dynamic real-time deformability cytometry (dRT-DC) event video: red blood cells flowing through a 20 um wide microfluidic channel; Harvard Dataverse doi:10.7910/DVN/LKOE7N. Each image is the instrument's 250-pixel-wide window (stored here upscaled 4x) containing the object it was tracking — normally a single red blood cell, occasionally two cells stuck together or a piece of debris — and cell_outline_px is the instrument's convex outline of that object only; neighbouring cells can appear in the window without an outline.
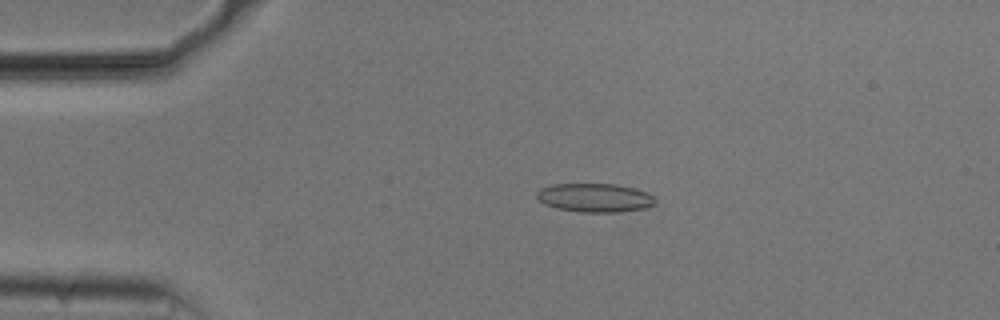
{"species": "common noctule bat (a hibernating species)", "species_latin": "Nyctalus noctula", "temperature_condition": "cold", "stored_images_in_passage": 22, "camera_frame_rate_fps": 3000, "um_per_image_px": 0.085, "animal": {"sex": "male", "body_mass_g": 20.5, "forearm_length_mm": 52.5}, "frame": {"image": 1, "passage_image": 11, "time_ms": 3.333, "image_size_px": [1000, 320], "cell_outline_px": [[656, 204], [644, 208], [620, 212], [580, 212], [556, 208], [544, 204], [536, 196], [536, 192], [540, 188], [552, 184], [616, 184], [632, 188], [644, 192], [652, 196], [656, 200]], "centroid_in_image_um": [50.52, 16.81], "position_along_channel_um": 34.5, "area_um2": 19.77}}
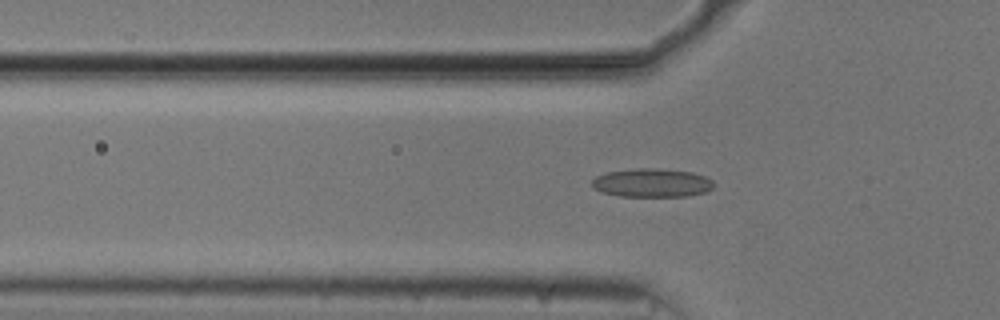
{"frame": {"image": 2, "passage_image": 17, "time_ms": 5.333, "image_size_px": [1000, 320], "cell_outline_px": [[716, 184], [712, 188], [704, 192], [688, 196], [620, 196], [600, 192], [592, 184], [592, 180], [596, 176], [608, 172], [636, 168], [656, 168], [692, 172], [704, 176], [712, 180]], "centroid_in_image_um": [55.43, 15.54], "position_along_channel_um": 70.4, "area_um2": 20.23}}
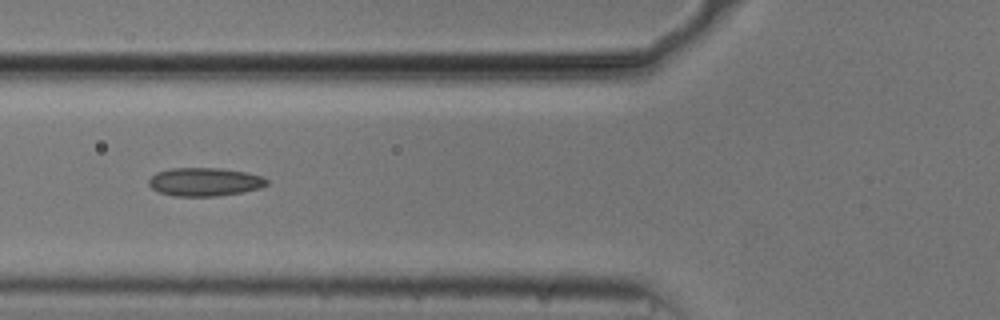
{"frame": {"image": 3, "passage_image": 20, "time_ms": 6.333, "image_size_px": [1000, 320], "cell_outline_px": [[268, 184], [260, 188], [244, 192], [216, 196], [172, 196], [160, 192], [152, 188], [148, 184], [148, 180], [156, 172], [172, 168], [220, 168], [248, 172], [264, 176], [268, 180]], "centroid_in_image_um": [17.43, 15.45], "position_along_channel_um": 108.4, "area_um2": 19.71}}